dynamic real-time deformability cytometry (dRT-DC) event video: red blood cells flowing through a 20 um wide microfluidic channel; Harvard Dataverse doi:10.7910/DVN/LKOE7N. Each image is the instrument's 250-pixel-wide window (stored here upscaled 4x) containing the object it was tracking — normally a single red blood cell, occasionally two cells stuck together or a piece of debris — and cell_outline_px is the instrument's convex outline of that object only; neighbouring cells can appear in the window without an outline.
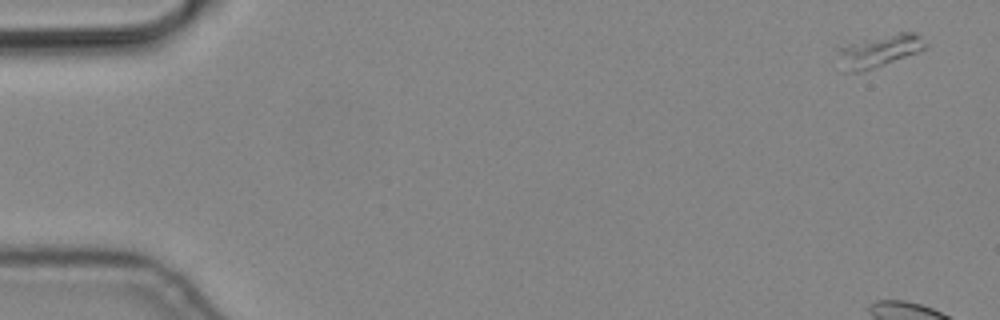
{"species": "common noctule bat (a hibernating species)", "species_latin": "Nyctalus noctula", "temperature_condition": "cold", "stored_images_in_passage": 6, "camera_frame_rate_fps": 3000, "um_per_image_px": 0.085, "animal": {"sex": "male", "body_mass_g": 19.2, "forearm_length_mm": 51.8}, "frame": {"image": 1, "passage_image": 1, "time_ms": 0.0, "image_size_px": [1000, 320], "cell_outline_px": [[928, 48], [884, 64], [860, 72], [840, 72], [836, 48], [864, 40], [896, 32], [916, 32], [928, 44]], "centroid_in_image_um": [74.69, 4.34], "position_along_channel_um": 10.3, "area_um2": 16.59}}
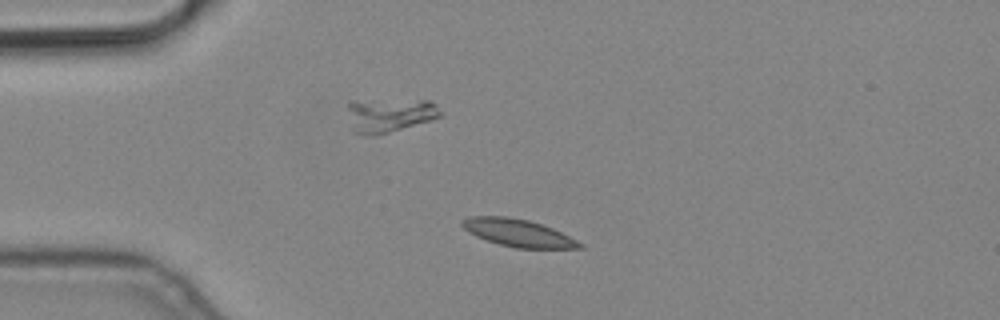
{"frame": {"image": 2, "passage_image": 5, "time_ms": 1.333, "image_size_px": [1000, 320], "cell_outline_px": [[584, 248], [516, 248], [500, 244], [476, 236], [468, 232], [460, 224], [460, 220], [468, 216], [508, 216], [528, 220], [552, 228], [584, 244]], "centroid_in_image_um": [44.0, 19.78], "position_along_channel_um": 41.0, "area_um2": 18.67}}